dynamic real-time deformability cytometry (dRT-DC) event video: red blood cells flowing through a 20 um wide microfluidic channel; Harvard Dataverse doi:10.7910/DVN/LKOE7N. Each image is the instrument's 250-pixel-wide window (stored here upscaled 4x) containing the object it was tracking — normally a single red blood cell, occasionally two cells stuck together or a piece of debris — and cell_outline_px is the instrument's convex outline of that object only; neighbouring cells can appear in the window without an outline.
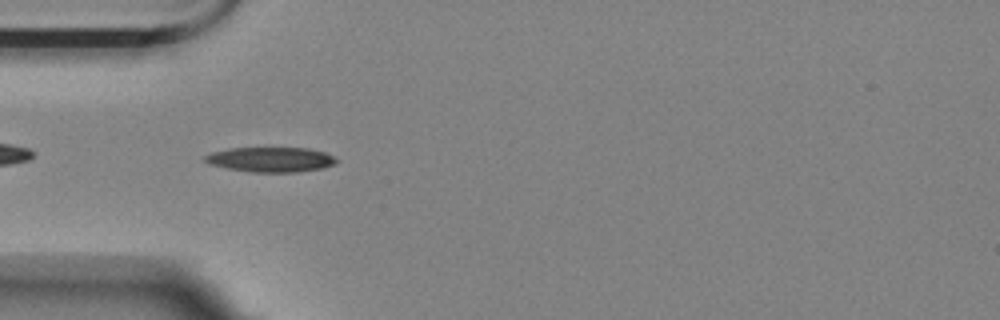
{"species": "Egyptian fruit bat (a non-hibernating species)", "species_latin": "Rousettus aegyptiacus", "temperature_condition": "room temperature", "stored_images_in_passage": 42, "camera_frame_rate_fps": 3000, "um_per_image_px": 0.085, "animal": {"sex": "female"}, "frame": {"image": 1, "passage_image": 3, "time_ms": 0.667, "image_size_px": [1000, 320], "cell_outline_px": [[340, 160], [336, 164], [320, 168], [296, 172], [252, 172], [228, 168], [208, 164], [204, 160], [204, 156], [212, 152], [228, 148], [308, 148], [324, 152]], "centroid_in_image_um": [23.01, 13.55], "position_along_channel_um": 62.0, "area_um2": 19.02}}
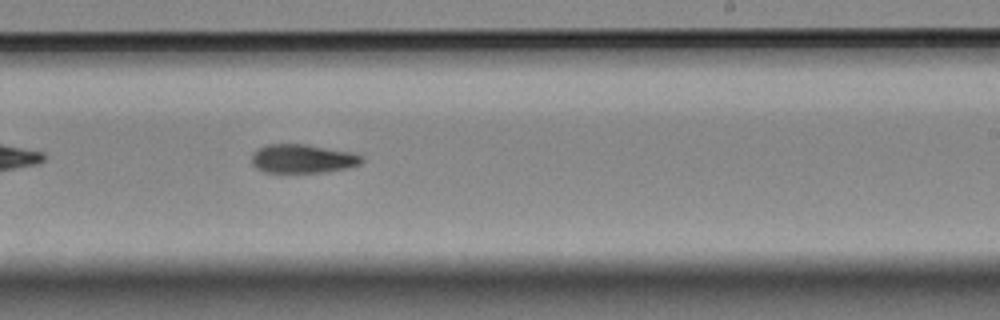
{"frame": {"image": 2, "passage_image": 20, "time_ms": 6.333, "image_size_px": [1000, 320], "cell_outline_px": [[364, 160], [360, 164], [348, 168], [328, 172], [264, 172], [256, 168], [252, 164], [252, 152], [256, 148], [268, 144], [304, 144], [352, 152], [364, 156]], "centroid_in_image_um": [25.73, 13.49], "position_along_channel_um": 263.3, "area_um2": 18.67}}
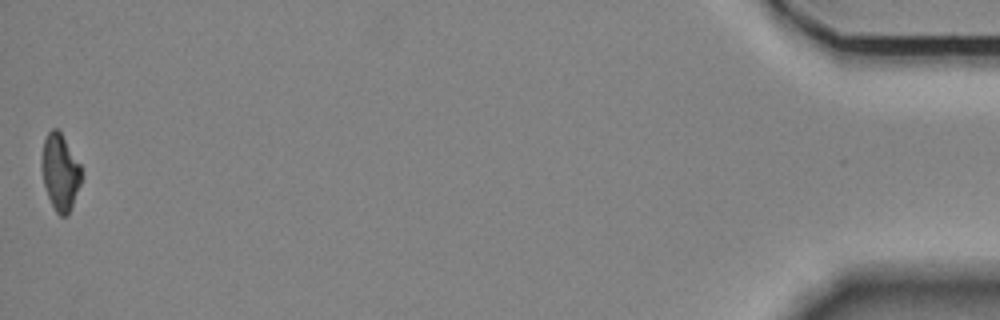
{"frame": {"image": 3, "passage_image": 42, "time_ms": 13.667, "image_size_px": [1000, 320], "cell_outline_px": [[80, 184], [68, 216], [60, 216], [56, 212], [48, 196], [44, 184], [40, 164], [44, 140], [48, 132], [52, 128], [56, 128], [60, 132], [80, 164]], "centroid_in_image_um": [5.08, 14.63], "position_along_channel_um": 430.1, "area_um2": 17.4}, "authors_computed_cell_mechanics": {"area_um2": 18.785, "velocity_mm_per_s": 3.5664, "shape_relaxation_time_tau1_ms": 8.3015, "shape_relaxation_time_tau2_ms": null, "deformation_change_tau1": 0.2068, "deformation_change_tau2": null}}